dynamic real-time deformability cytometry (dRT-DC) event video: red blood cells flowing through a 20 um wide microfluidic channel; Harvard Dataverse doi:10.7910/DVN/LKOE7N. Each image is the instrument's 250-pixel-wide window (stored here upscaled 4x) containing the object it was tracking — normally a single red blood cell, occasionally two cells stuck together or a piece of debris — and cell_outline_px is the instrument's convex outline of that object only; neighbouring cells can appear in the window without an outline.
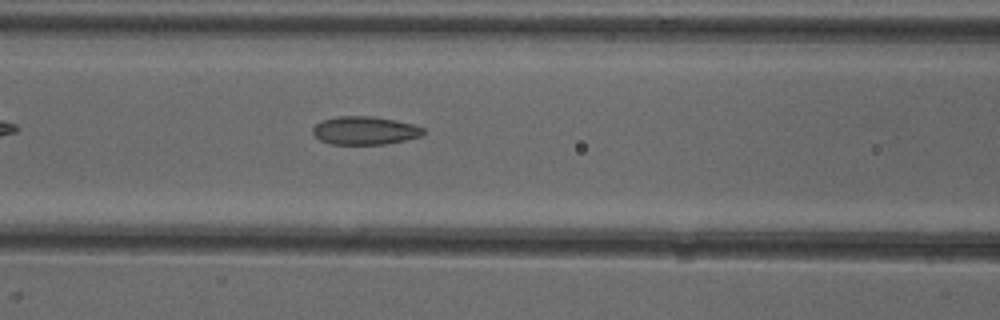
{"species": "common noctule bat (a hibernating species)", "species_latin": "Nyctalus noctula", "temperature_condition": "cold", "stored_images_in_passage": 36, "camera_frame_rate_fps": 3000, "um_per_image_px": 0.085, "animal": {"sex": "female"}, "frame": {"image": 1, "passage_image": 6, "time_ms": 1.667, "image_size_px": [1000, 320], "cell_outline_px": [[424, 132], [420, 136], [404, 140], [384, 144], [332, 144], [320, 140], [312, 132], [312, 128], [320, 120], [336, 116], [372, 116], [396, 120], [412, 124], [424, 128]], "centroid_in_image_um": [30.97, 11.08], "position_along_channel_um": 135.6, "area_um2": 18.15}}
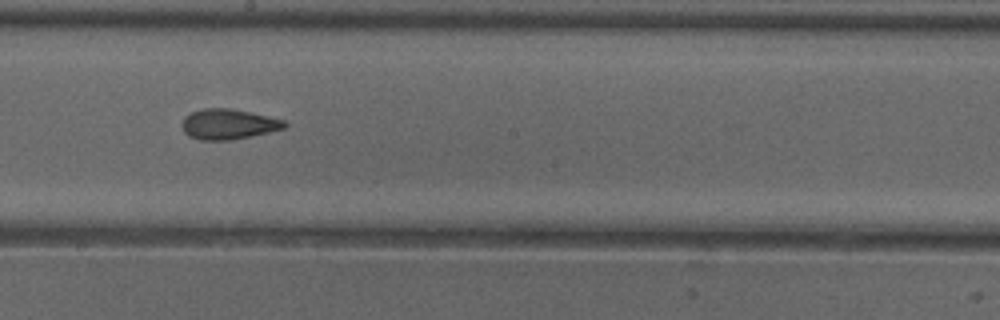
{"frame": {"image": 2, "passage_image": 13, "time_ms": 4.0, "image_size_px": [1000, 320], "cell_outline_px": [[288, 124], [284, 128], [268, 132], [232, 140], [200, 140], [188, 136], [184, 132], [180, 124], [184, 116], [192, 112], [204, 108], [228, 108], [248, 112], [284, 120]], "centroid_in_image_um": [19.35, 10.56], "position_along_channel_um": 228.9, "area_um2": 18.03}}
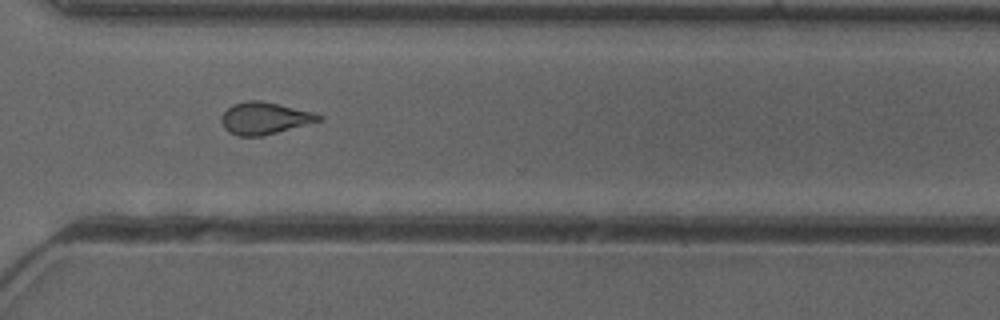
{"frame": {"image": 3, "passage_image": 22, "time_ms": 7.0, "image_size_px": [1000, 320], "cell_outline_px": [[320, 120], [276, 132], [260, 136], [240, 136], [228, 132], [224, 128], [220, 120], [220, 116], [232, 104], [244, 100], [260, 100], [316, 112], [320, 116]], "centroid_in_image_um": [22.42, 10.03], "position_along_channel_um": 348.2, "area_um2": 18.03}, "authors_computed_cell_mechanics": {"area_um2": 17.9758, "velocity_mm_per_s": 3.996, "shape_relaxation_time_tau1_ms": null, "shape_relaxation_time_tau2_ms": 2.1904, "deformation_change_tau1": null, "deformation_change_tau2": 0.1}}